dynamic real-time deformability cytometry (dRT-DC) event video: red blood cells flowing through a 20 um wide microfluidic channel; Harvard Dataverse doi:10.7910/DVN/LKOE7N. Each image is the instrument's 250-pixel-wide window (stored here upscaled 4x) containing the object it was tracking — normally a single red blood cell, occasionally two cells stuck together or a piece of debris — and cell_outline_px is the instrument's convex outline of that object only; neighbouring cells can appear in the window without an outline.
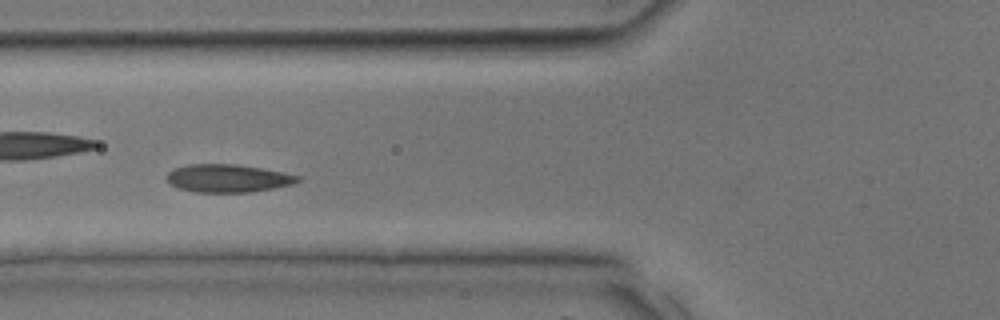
{"species": "common noctule bat (a hibernating species)", "species_latin": "Nyctalus noctula", "temperature_condition": "room temperature", "stored_images_in_passage": 25, "camera_frame_rate_fps": 3000, "um_per_image_px": 0.085, "animal": {"sex": "male", "body_mass_g": 17.9, "forearm_length_mm": 54.2}, "frame": {"image": 1, "passage_image": 4, "time_ms": 1.0, "image_size_px": [1000, 320], "cell_outline_px": [[300, 180], [292, 184], [252, 192], [196, 192], [176, 188], [168, 184], [168, 172], [172, 168], [188, 164], [236, 164], [260, 168], [300, 176]], "centroid_in_image_um": [19.3, 15.15], "position_along_channel_um": 106.5, "area_um2": 21.27}}
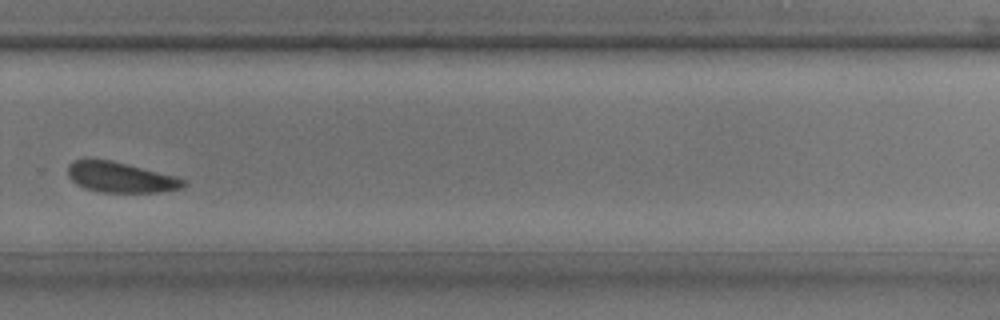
{"frame": {"image": 2, "passage_image": 15, "time_ms": 4.667, "image_size_px": [1000, 320], "cell_outline_px": [[188, 184], [180, 188], [160, 192], [100, 192], [84, 188], [76, 184], [68, 176], [68, 164], [72, 160], [112, 160], [176, 176], [188, 180]], "centroid_in_image_um": [10.27, 15.08], "position_along_channel_um": 319.5, "area_um2": 20.52}}
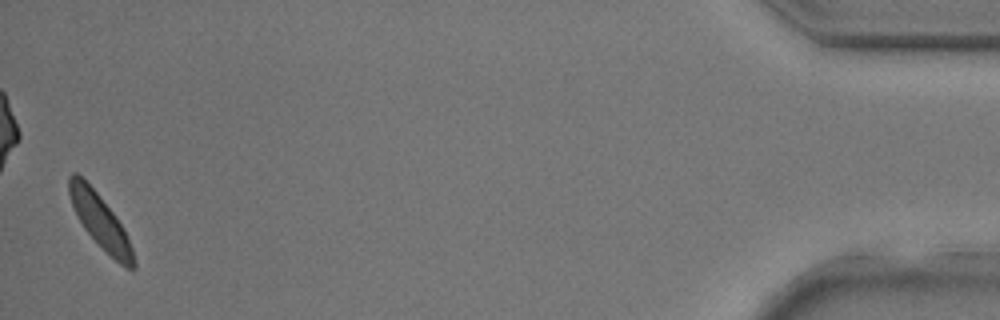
{"frame": {"image": 3, "passage_image": 25, "time_ms": 8.0, "image_size_px": [1000, 320], "cell_outline_px": [[136, 268], [132, 272], [120, 264], [84, 228], [72, 204], [68, 192], [68, 176], [72, 172], [76, 172], [96, 192], [116, 216], [124, 228], [132, 248], [136, 264]], "centroid_in_image_um": [8.55, 18.81], "position_along_channel_um": 426.7, "area_um2": 19.71}}